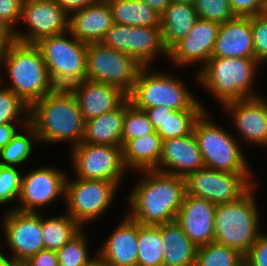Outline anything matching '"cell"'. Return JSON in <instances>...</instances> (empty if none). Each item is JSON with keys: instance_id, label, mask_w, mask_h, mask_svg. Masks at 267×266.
I'll return each instance as SVG.
<instances>
[{"instance_id": "obj_20", "label": "cell", "mask_w": 267, "mask_h": 266, "mask_svg": "<svg viewBox=\"0 0 267 266\" xmlns=\"http://www.w3.org/2000/svg\"><path fill=\"white\" fill-rule=\"evenodd\" d=\"M70 90L75 95L85 121L116 109L127 94L114 85L84 80L74 84Z\"/></svg>"}, {"instance_id": "obj_11", "label": "cell", "mask_w": 267, "mask_h": 266, "mask_svg": "<svg viewBox=\"0 0 267 266\" xmlns=\"http://www.w3.org/2000/svg\"><path fill=\"white\" fill-rule=\"evenodd\" d=\"M252 174L203 167L185 178L186 193L204 198L216 206L230 203L238 200L255 184Z\"/></svg>"}, {"instance_id": "obj_50", "label": "cell", "mask_w": 267, "mask_h": 266, "mask_svg": "<svg viewBox=\"0 0 267 266\" xmlns=\"http://www.w3.org/2000/svg\"><path fill=\"white\" fill-rule=\"evenodd\" d=\"M147 3L151 8L157 11L160 15L166 10L170 5L171 0H141Z\"/></svg>"}, {"instance_id": "obj_25", "label": "cell", "mask_w": 267, "mask_h": 266, "mask_svg": "<svg viewBox=\"0 0 267 266\" xmlns=\"http://www.w3.org/2000/svg\"><path fill=\"white\" fill-rule=\"evenodd\" d=\"M163 140L155 131L129 140L123 147L125 168L138 171L157 170L162 155Z\"/></svg>"}, {"instance_id": "obj_54", "label": "cell", "mask_w": 267, "mask_h": 266, "mask_svg": "<svg viewBox=\"0 0 267 266\" xmlns=\"http://www.w3.org/2000/svg\"><path fill=\"white\" fill-rule=\"evenodd\" d=\"M261 14H262L263 16L267 17V0H264L263 8H262Z\"/></svg>"}, {"instance_id": "obj_49", "label": "cell", "mask_w": 267, "mask_h": 266, "mask_svg": "<svg viewBox=\"0 0 267 266\" xmlns=\"http://www.w3.org/2000/svg\"><path fill=\"white\" fill-rule=\"evenodd\" d=\"M18 124L22 126L21 123H7L0 125V151L11 141L12 137L20 129L19 127H16Z\"/></svg>"}, {"instance_id": "obj_32", "label": "cell", "mask_w": 267, "mask_h": 266, "mask_svg": "<svg viewBox=\"0 0 267 266\" xmlns=\"http://www.w3.org/2000/svg\"><path fill=\"white\" fill-rule=\"evenodd\" d=\"M22 130V132L17 131L11 141L0 151V165L17 167L29 159L33 152V143L34 141L38 143V138L29 123Z\"/></svg>"}, {"instance_id": "obj_5", "label": "cell", "mask_w": 267, "mask_h": 266, "mask_svg": "<svg viewBox=\"0 0 267 266\" xmlns=\"http://www.w3.org/2000/svg\"><path fill=\"white\" fill-rule=\"evenodd\" d=\"M254 184L238 200L216 206L214 242L234 248L245 255L262 233Z\"/></svg>"}, {"instance_id": "obj_43", "label": "cell", "mask_w": 267, "mask_h": 266, "mask_svg": "<svg viewBox=\"0 0 267 266\" xmlns=\"http://www.w3.org/2000/svg\"><path fill=\"white\" fill-rule=\"evenodd\" d=\"M24 0H0V21L5 22L14 31L21 19Z\"/></svg>"}, {"instance_id": "obj_8", "label": "cell", "mask_w": 267, "mask_h": 266, "mask_svg": "<svg viewBox=\"0 0 267 266\" xmlns=\"http://www.w3.org/2000/svg\"><path fill=\"white\" fill-rule=\"evenodd\" d=\"M209 118L208 110H205L193 127L205 167L230 173H252L240 142Z\"/></svg>"}, {"instance_id": "obj_36", "label": "cell", "mask_w": 267, "mask_h": 266, "mask_svg": "<svg viewBox=\"0 0 267 266\" xmlns=\"http://www.w3.org/2000/svg\"><path fill=\"white\" fill-rule=\"evenodd\" d=\"M5 87L4 85V88H0V125L21 122L24 128L29 123V107L12 90ZM23 114L26 117L23 118Z\"/></svg>"}, {"instance_id": "obj_6", "label": "cell", "mask_w": 267, "mask_h": 266, "mask_svg": "<svg viewBox=\"0 0 267 266\" xmlns=\"http://www.w3.org/2000/svg\"><path fill=\"white\" fill-rule=\"evenodd\" d=\"M143 67L133 89L127 95L130 103L137 109L166 106L175 111L184 109H205L198 98L172 74L150 71ZM149 71H147V70Z\"/></svg>"}, {"instance_id": "obj_29", "label": "cell", "mask_w": 267, "mask_h": 266, "mask_svg": "<svg viewBox=\"0 0 267 266\" xmlns=\"http://www.w3.org/2000/svg\"><path fill=\"white\" fill-rule=\"evenodd\" d=\"M83 227L68 213L45 218L42 216V237L44 250L58 251Z\"/></svg>"}, {"instance_id": "obj_27", "label": "cell", "mask_w": 267, "mask_h": 266, "mask_svg": "<svg viewBox=\"0 0 267 266\" xmlns=\"http://www.w3.org/2000/svg\"><path fill=\"white\" fill-rule=\"evenodd\" d=\"M198 18L194 5L170 3L160 15L162 38L167 50L189 33Z\"/></svg>"}, {"instance_id": "obj_26", "label": "cell", "mask_w": 267, "mask_h": 266, "mask_svg": "<svg viewBox=\"0 0 267 266\" xmlns=\"http://www.w3.org/2000/svg\"><path fill=\"white\" fill-rule=\"evenodd\" d=\"M163 266H194L197 246L175 222L162 224Z\"/></svg>"}, {"instance_id": "obj_44", "label": "cell", "mask_w": 267, "mask_h": 266, "mask_svg": "<svg viewBox=\"0 0 267 266\" xmlns=\"http://www.w3.org/2000/svg\"><path fill=\"white\" fill-rule=\"evenodd\" d=\"M235 16L251 17L261 14L264 0H229Z\"/></svg>"}, {"instance_id": "obj_46", "label": "cell", "mask_w": 267, "mask_h": 266, "mask_svg": "<svg viewBox=\"0 0 267 266\" xmlns=\"http://www.w3.org/2000/svg\"><path fill=\"white\" fill-rule=\"evenodd\" d=\"M145 112L148 114L150 122L153 124L155 131L158 132V130L164 126L168 115L173 114L175 110L166 106H158L148 108Z\"/></svg>"}, {"instance_id": "obj_22", "label": "cell", "mask_w": 267, "mask_h": 266, "mask_svg": "<svg viewBox=\"0 0 267 266\" xmlns=\"http://www.w3.org/2000/svg\"><path fill=\"white\" fill-rule=\"evenodd\" d=\"M137 243V222L126 215L96 256L109 266H137Z\"/></svg>"}, {"instance_id": "obj_37", "label": "cell", "mask_w": 267, "mask_h": 266, "mask_svg": "<svg viewBox=\"0 0 267 266\" xmlns=\"http://www.w3.org/2000/svg\"><path fill=\"white\" fill-rule=\"evenodd\" d=\"M153 132H155V129L150 122L148 114L130 104L125 110L121 146L123 147L131 139Z\"/></svg>"}, {"instance_id": "obj_41", "label": "cell", "mask_w": 267, "mask_h": 266, "mask_svg": "<svg viewBox=\"0 0 267 266\" xmlns=\"http://www.w3.org/2000/svg\"><path fill=\"white\" fill-rule=\"evenodd\" d=\"M251 29L255 59L267 63V17L262 14L251 16Z\"/></svg>"}, {"instance_id": "obj_53", "label": "cell", "mask_w": 267, "mask_h": 266, "mask_svg": "<svg viewBox=\"0 0 267 266\" xmlns=\"http://www.w3.org/2000/svg\"><path fill=\"white\" fill-rule=\"evenodd\" d=\"M171 2L194 5L195 0H171Z\"/></svg>"}, {"instance_id": "obj_4", "label": "cell", "mask_w": 267, "mask_h": 266, "mask_svg": "<svg viewBox=\"0 0 267 266\" xmlns=\"http://www.w3.org/2000/svg\"><path fill=\"white\" fill-rule=\"evenodd\" d=\"M259 65L255 58L211 57L196 73V81L223 106L260 96L252 89Z\"/></svg>"}, {"instance_id": "obj_47", "label": "cell", "mask_w": 267, "mask_h": 266, "mask_svg": "<svg viewBox=\"0 0 267 266\" xmlns=\"http://www.w3.org/2000/svg\"><path fill=\"white\" fill-rule=\"evenodd\" d=\"M15 41L14 30L5 22L0 21V61Z\"/></svg>"}, {"instance_id": "obj_34", "label": "cell", "mask_w": 267, "mask_h": 266, "mask_svg": "<svg viewBox=\"0 0 267 266\" xmlns=\"http://www.w3.org/2000/svg\"><path fill=\"white\" fill-rule=\"evenodd\" d=\"M205 109H184L169 114L164 126L158 130L162 140L187 136L193 132L196 120Z\"/></svg>"}, {"instance_id": "obj_45", "label": "cell", "mask_w": 267, "mask_h": 266, "mask_svg": "<svg viewBox=\"0 0 267 266\" xmlns=\"http://www.w3.org/2000/svg\"><path fill=\"white\" fill-rule=\"evenodd\" d=\"M23 266H59L56 251L42 250L23 263Z\"/></svg>"}, {"instance_id": "obj_1", "label": "cell", "mask_w": 267, "mask_h": 266, "mask_svg": "<svg viewBox=\"0 0 267 266\" xmlns=\"http://www.w3.org/2000/svg\"><path fill=\"white\" fill-rule=\"evenodd\" d=\"M142 173L127 198L131 207L128 216L143 225L175 221L186 194L185 178L156 170Z\"/></svg>"}, {"instance_id": "obj_3", "label": "cell", "mask_w": 267, "mask_h": 266, "mask_svg": "<svg viewBox=\"0 0 267 266\" xmlns=\"http://www.w3.org/2000/svg\"><path fill=\"white\" fill-rule=\"evenodd\" d=\"M1 65L5 66L10 81L7 88L29 108L56 88L41 51L35 44L15 41L1 59Z\"/></svg>"}, {"instance_id": "obj_35", "label": "cell", "mask_w": 267, "mask_h": 266, "mask_svg": "<svg viewBox=\"0 0 267 266\" xmlns=\"http://www.w3.org/2000/svg\"><path fill=\"white\" fill-rule=\"evenodd\" d=\"M82 229L76 236L57 251L59 266H89L96 256L90 258L86 233Z\"/></svg>"}, {"instance_id": "obj_2", "label": "cell", "mask_w": 267, "mask_h": 266, "mask_svg": "<svg viewBox=\"0 0 267 266\" xmlns=\"http://www.w3.org/2000/svg\"><path fill=\"white\" fill-rule=\"evenodd\" d=\"M29 124L38 142L65 141L73 147L83 141L86 121L70 88H55L29 108Z\"/></svg>"}, {"instance_id": "obj_40", "label": "cell", "mask_w": 267, "mask_h": 266, "mask_svg": "<svg viewBox=\"0 0 267 266\" xmlns=\"http://www.w3.org/2000/svg\"><path fill=\"white\" fill-rule=\"evenodd\" d=\"M22 175L16 167L0 165V205L18 199Z\"/></svg>"}, {"instance_id": "obj_14", "label": "cell", "mask_w": 267, "mask_h": 266, "mask_svg": "<svg viewBox=\"0 0 267 266\" xmlns=\"http://www.w3.org/2000/svg\"><path fill=\"white\" fill-rule=\"evenodd\" d=\"M3 218L2 231L6 244L11 249V257L23 264L29 258L44 250L42 237V214L8 209Z\"/></svg>"}, {"instance_id": "obj_42", "label": "cell", "mask_w": 267, "mask_h": 266, "mask_svg": "<svg viewBox=\"0 0 267 266\" xmlns=\"http://www.w3.org/2000/svg\"><path fill=\"white\" fill-rule=\"evenodd\" d=\"M244 266H267V233L262 232L244 255Z\"/></svg>"}, {"instance_id": "obj_21", "label": "cell", "mask_w": 267, "mask_h": 266, "mask_svg": "<svg viewBox=\"0 0 267 266\" xmlns=\"http://www.w3.org/2000/svg\"><path fill=\"white\" fill-rule=\"evenodd\" d=\"M212 57L255 58L251 17L236 16L220 25Z\"/></svg>"}, {"instance_id": "obj_12", "label": "cell", "mask_w": 267, "mask_h": 266, "mask_svg": "<svg viewBox=\"0 0 267 266\" xmlns=\"http://www.w3.org/2000/svg\"><path fill=\"white\" fill-rule=\"evenodd\" d=\"M70 149L77 178L108 180L121 185L123 173L127 172L121 145H92L81 142Z\"/></svg>"}, {"instance_id": "obj_19", "label": "cell", "mask_w": 267, "mask_h": 266, "mask_svg": "<svg viewBox=\"0 0 267 266\" xmlns=\"http://www.w3.org/2000/svg\"><path fill=\"white\" fill-rule=\"evenodd\" d=\"M205 167L193 132L187 136L163 140L158 172L186 178Z\"/></svg>"}, {"instance_id": "obj_15", "label": "cell", "mask_w": 267, "mask_h": 266, "mask_svg": "<svg viewBox=\"0 0 267 266\" xmlns=\"http://www.w3.org/2000/svg\"><path fill=\"white\" fill-rule=\"evenodd\" d=\"M68 174L53 166L38 167L22 175L19 204L12 207L23 212H38L37 209L54 202L65 195V181Z\"/></svg>"}, {"instance_id": "obj_10", "label": "cell", "mask_w": 267, "mask_h": 266, "mask_svg": "<svg viewBox=\"0 0 267 266\" xmlns=\"http://www.w3.org/2000/svg\"><path fill=\"white\" fill-rule=\"evenodd\" d=\"M66 177L64 201L66 211L82 227L98 219L112 204L118 185L108 180L77 178L69 181Z\"/></svg>"}, {"instance_id": "obj_52", "label": "cell", "mask_w": 267, "mask_h": 266, "mask_svg": "<svg viewBox=\"0 0 267 266\" xmlns=\"http://www.w3.org/2000/svg\"><path fill=\"white\" fill-rule=\"evenodd\" d=\"M89 266H109L105 262L101 261L98 257Z\"/></svg>"}, {"instance_id": "obj_38", "label": "cell", "mask_w": 267, "mask_h": 266, "mask_svg": "<svg viewBox=\"0 0 267 266\" xmlns=\"http://www.w3.org/2000/svg\"><path fill=\"white\" fill-rule=\"evenodd\" d=\"M194 8L199 18L220 25L236 17L229 0H195Z\"/></svg>"}, {"instance_id": "obj_31", "label": "cell", "mask_w": 267, "mask_h": 266, "mask_svg": "<svg viewBox=\"0 0 267 266\" xmlns=\"http://www.w3.org/2000/svg\"><path fill=\"white\" fill-rule=\"evenodd\" d=\"M159 55L168 57V50L164 46L161 27L134 26L133 58L143 67H149Z\"/></svg>"}, {"instance_id": "obj_18", "label": "cell", "mask_w": 267, "mask_h": 266, "mask_svg": "<svg viewBox=\"0 0 267 266\" xmlns=\"http://www.w3.org/2000/svg\"><path fill=\"white\" fill-rule=\"evenodd\" d=\"M215 211L216 205L208 200L186 193L175 222L200 247L213 242Z\"/></svg>"}, {"instance_id": "obj_13", "label": "cell", "mask_w": 267, "mask_h": 266, "mask_svg": "<svg viewBox=\"0 0 267 266\" xmlns=\"http://www.w3.org/2000/svg\"><path fill=\"white\" fill-rule=\"evenodd\" d=\"M27 31L15 30L17 42L35 44L40 39L69 31V15L56 0H24L20 21Z\"/></svg>"}, {"instance_id": "obj_33", "label": "cell", "mask_w": 267, "mask_h": 266, "mask_svg": "<svg viewBox=\"0 0 267 266\" xmlns=\"http://www.w3.org/2000/svg\"><path fill=\"white\" fill-rule=\"evenodd\" d=\"M194 266H244V255L213 241L197 247Z\"/></svg>"}, {"instance_id": "obj_16", "label": "cell", "mask_w": 267, "mask_h": 266, "mask_svg": "<svg viewBox=\"0 0 267 266\" xmlns=\"http://www.w3.org/2000/svg\"><path fill=\"white\" fill-rule=\"evenodd\" d=\"M264 98L266 97L245 98L222 106L231 114L233 126L243 143L246 141V145L267 146V100Z\"/></svg>"}, {"instance_id": "obj_48", "label": "cell", "mask_w": 267, "mask_h": 266, "mask_svg": "<svg viewBox=\"0 0 267 266\" xmlns=\"http://www.w3.org/2000/svg\"><path fill=\"white\" fill-rule=\"evenodd\" d=\"M95 1L97 0H56L68 15L93 4Z\"/></svg>"}, {"instance_id": "obj_28", "label": "cell", "mask_w": 267, "mask_h": 266, "mask_svg": "<svg viewBox=\"0 0 267 266\" xmlns=\"http://www.w3.org/2000/svg\"><path fill=\"white\" fill-rule=\"evenodd\" d=\"M113 22L137 27L160 26V14L141 0H106Z\"/></svg>"}, {"instance_id": "obj_51", "label": "cell", "mask_w": 267, "mask_h": 266, "mask_svg": "<svg viewBox=\"0 0 267 266\" xmlns=\"http://www.w3.org/2000/svg\"><path fill=\"white\" fill-rule=\"evenodd\" d=\"M0 266H23V264L17 263L13 259L7 258L6 255L0 258Z\"/></svg>"}, {"instance_id": "obj_39", "label": "cell", "mask_w": 267, "mask_h": 266, "mask_svg": "<svg viewBox=\"0 0 267 266\" xmlns=\"http://www.w3.org/2000/svg\"><path fill=\"white\" fill-rule=\"evenodd\" d=\"M101 43L133 57L134 26L113 24Z\"/></svg>"}, {"instance_id": "obj_7", "label": "cell", "mask_w": 267, "mask_h": 266, "mask_svg": "<svg viewBox=\"0 0 267 266\" xmlns=\"http://www.w3.org/2000/svg\"><path fill=\"white\" fill-rule=\"evenodd\" d=\"M35 45L41 51L56 88H70L86 80L87 43L79 41L67 31L42 38Z\"/></svg>"}, {"instance_id": "obj_9", "label": "cell", "mask_w": 267, "mask_h": 266, "mask_svg": "<svg viewBox=\"0 0 267 266\" xmlns=\"http://www.w3.org/2000/svg\"><path fill=\"white\" fill-rule=\"evenodd\" d=\"M142 68L143 66L127 53L106 47L101 42L87 43V80L114 85L128 95Z\"/></svg>"}, {"instance_id": "obj_30", "label": "cell", "mask_w": 267, "mask_h": 266, "mask_svg": "<svg viewBox=\"0 0 267 266\" xmlns=\"http://www.w3.org/2000/svg\"><path fill=\"white\" fill-rule=\"evenodd\" d=\"M137 266H163L162 224L137 222Z\"/></svg>"}, {"instance_id": "obj_17", "label": "cell", "mask_w": 267, "mask_h": 266, "mask_svg": "<svg viewBox=\"0 0 267 266\" xmlns=\"http://www.w3.org/2000/svg\"><path fill=\"white\" fill-rule=\"evenodd\" d=\"M220 24L198 18L189 33L168 50L174 66L184 67L192 63L202 66L212 57Z\"/></svg>"}, {"instance_id": "obj_24", "label": "cell", "mask_w": 267, "mask_h": 266, "mask_svg": "<svg viewBox=\"0 0 267 266\" xmlns=\"http://www.w3.org/2000/svg\"><path fill=\"white\" fill-rule=\"evenodd\" d=\"M130 104L127 97L116 109L87 120L82 142L92 145H121L125 110Z\"/></svg>"}, {"instance_id": "obj_23", "label": "cell", "mask_w": 267, "mask_h": 266, "mask_svg": "<svg viewBox=\"0 0 267 266\" xmlns=\"http://www.w3.org/2000/svg\"><path fill=\"white\" fill-rule=\"evenodd\" d=\"M113 24L111 9L106 0H97L69 15V32L85 43L101 42Z\"/></svg>"}]
</instances>
